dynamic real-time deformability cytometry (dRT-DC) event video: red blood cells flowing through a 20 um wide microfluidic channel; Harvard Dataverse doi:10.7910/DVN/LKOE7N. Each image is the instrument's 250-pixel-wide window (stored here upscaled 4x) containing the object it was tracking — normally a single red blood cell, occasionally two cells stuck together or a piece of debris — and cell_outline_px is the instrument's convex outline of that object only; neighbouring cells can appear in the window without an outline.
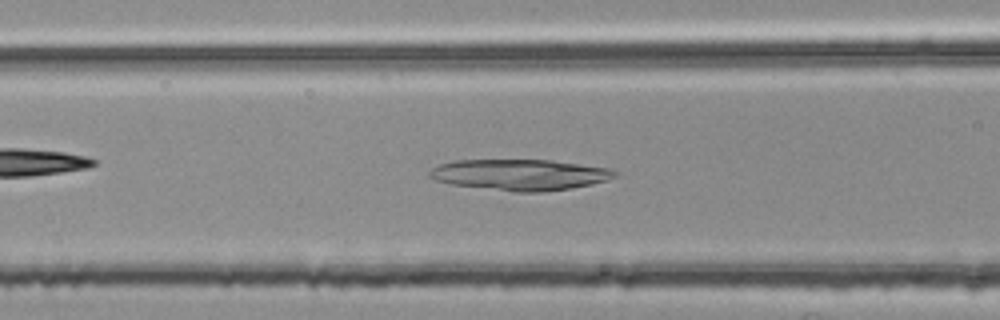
{"species": "common noctule bat (a hibernating species)", "species_latin": "Nyctalus noctula", "temperature_condition": "room temperature", "stored_images_in_passage": 50, "camera_frame_rate_fps": 3000, "um_per_image_px": 0.085, "animal": {"sex": "female", "body_mass_g": 25.1}, "frame": {"image": 1, "passage_image": 20, "time_ms": 6.333, "image_size_px": [1000, 320], "cell_outline_px": [[620, 172], [616, 176], [592, 184], [572, 188], [540, 192], [516, 192], [452, 184], [436, 180], [428, 176], [428, 172], [432, 168], [440, 164], [456, 160], [552, 160], [612, 168]], "centroid_in_image_um": [44.23, 14.84], "position_along_channel_um": 122.4, "area_um2": 33.47}}
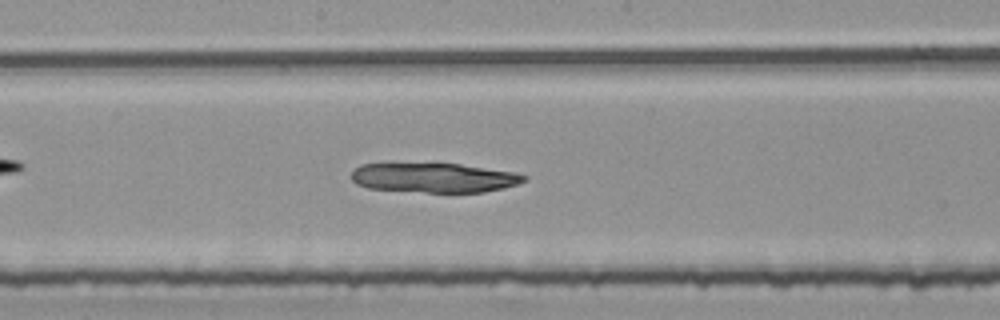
{"frame": {"image": 2, "passage_image": 27, "time_ms": 8.667, "image_size_px": [1000, 320], "cell_outline_px": [[528, 180], [504, 188], [484, 192], [428, 192], [368, 188], [356, 184], [352, 180], [352, 172], [360, 164], [460, 164], [512, 172], [528, 176]], "centroid_in_image_um": [36.91, 15.11], "position_along_channel_um": 211.3, "area_um2": 29.36}}
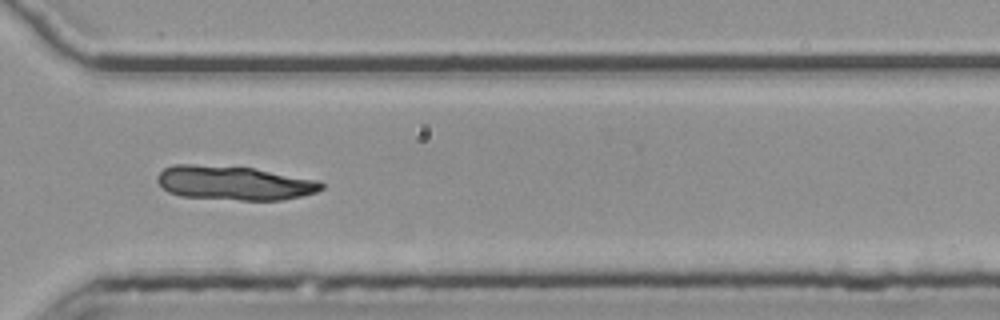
{"frame": {"image": 3, "passage_image": 38, "time_ms": 12.333, "image_size_px": [1000, 320], "cell_outline_px": [[324, 188], [316, 192], [284, 200], [240, 200], [180, 196], [168, 192], [156, 180], [156, 176], [164, 168], [172, 164], [192, 164], [252, 168], [320, 180], [324, 184]], "centroid_in_image_um": [19.9, 15.55], "position_along_channel_um": 350.7, "area_um2": 32.71}}